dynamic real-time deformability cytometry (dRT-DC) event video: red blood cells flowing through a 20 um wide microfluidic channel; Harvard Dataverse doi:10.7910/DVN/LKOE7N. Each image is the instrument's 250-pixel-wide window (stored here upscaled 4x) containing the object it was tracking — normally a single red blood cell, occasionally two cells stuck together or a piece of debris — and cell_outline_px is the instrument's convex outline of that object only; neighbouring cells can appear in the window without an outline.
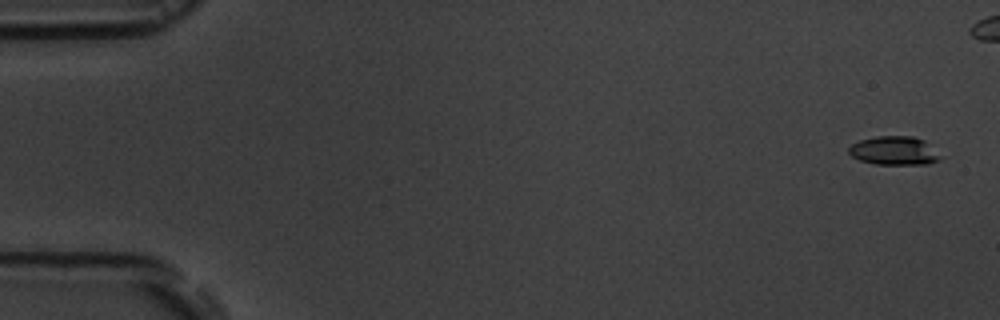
{"species": "common noctule bat (a hibernating species)", "species_latin": "Nyctalus noctula", "temperature_condition": "room temperature", "stored_images_in_passage": 8, "camera_frame_rate_fps": 3000, "um_per_image_px": 0.085, "animal": {"sex": "male", "body_mass_g": 19.5, "forearm_length_mm": 54.6}, "frame": {"image": 1, "passage_image": 1, "time_ms": 0.0, "image_size_px": [1000, 320], "cell_outline_px": [[944, 156], [940, 160], [928, 164], [876, 164], [860, 160], [852, 156], [848, 152], [848, 148], [852, 144], [860, 140], [876, 136], [912, 136], [924, 140]], "centroid_in_image_um": [76.05, 12.81], "position_along_channel_um": 8.9, "area_um2": 15.43}}